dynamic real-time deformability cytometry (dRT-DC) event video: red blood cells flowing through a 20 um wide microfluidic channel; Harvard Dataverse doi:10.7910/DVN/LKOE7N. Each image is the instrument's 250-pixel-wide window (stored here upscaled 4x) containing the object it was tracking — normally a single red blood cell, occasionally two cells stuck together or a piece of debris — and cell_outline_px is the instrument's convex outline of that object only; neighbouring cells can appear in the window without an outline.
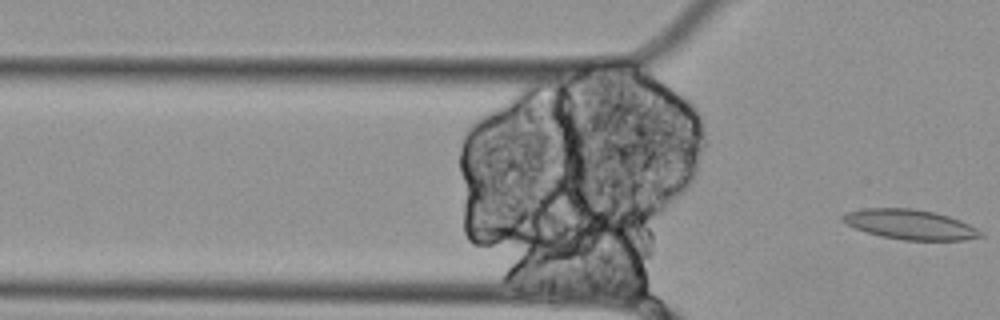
{"species": "Egyptian fruit bat (a non-hibernating species)", "species_latin": "Rousettus aegyptiacus", "temperature_condition": "cold", "stored_images_in_passage": 15, "camera_frame_rate_fps": 3000, "um_per_image_px": 0.085, "animal": {"sex": "female"}, "frame": {"image": 1, "passage_image": 15, "time_ms": 4.667, "image_size_px": [1000, 320], "cell_outline_px": [[984, 236], [964, 240], [904, 240], [880, 236], [864, 232], [840, 220], [840, 216], [848, 212], [864, 208], [912, 208], [932, 212], [948, 216], [960, 220], [984, 232]], "centroid_in_image_um": [77.35, 19.08], "position_along_channel_um": 48.4, "area_um2": 23.99}}